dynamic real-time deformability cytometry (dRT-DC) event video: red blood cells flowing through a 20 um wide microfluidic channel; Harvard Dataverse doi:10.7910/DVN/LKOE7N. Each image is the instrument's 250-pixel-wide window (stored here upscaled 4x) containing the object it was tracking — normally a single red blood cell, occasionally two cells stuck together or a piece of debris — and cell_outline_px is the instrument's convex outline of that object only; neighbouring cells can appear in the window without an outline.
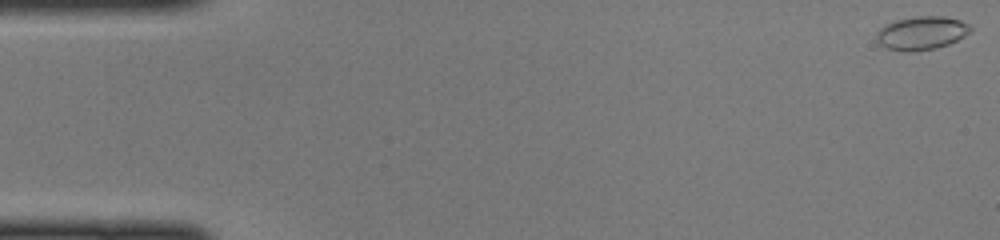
{"species": "common noctule bat (a hibernating species)", "species_latin": "Nyctalus noctula", "temperature_condition": "cold", "stored_images_in_passage": 47, "camera_frame_rate_fps": 3000, "um_per_image_px": 0.085, "animal": {"sex": "female", "body_mass_g": 22.0, "forearm_length_mm": 56.7}, "frame": {"image": 1, "passage_image": 1, "time_ms": 0.0, "image_size_px": [1000, 240], "cell_outline_px": [[972, 28], [964, 36], [948, 44], [936, 48], [912, 52], [904, 52], [884, 48], [876, 40], [876, 32], [880, 28], [896, 20], [916, 16], [944, 16], [960, 20], [968, 24]], "centroid_in_image_um": [78.3, 2.82], "position_along_channel_um": 6.7, "area_um2": 18.32}}
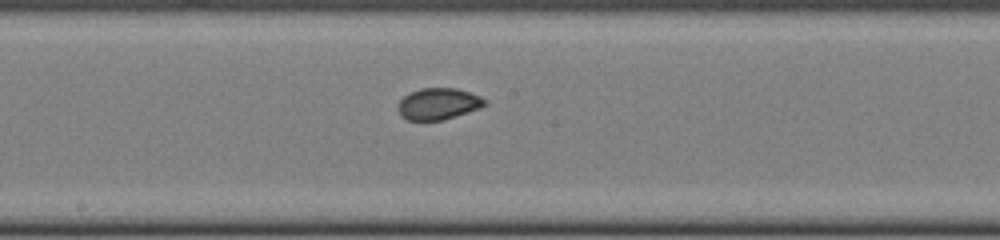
{"frame": {"image": 2, "passage_image": 25, "time_ms": 8.0, "image_size_px": [1000, 240], "cell_outline_px": [[488, 100], [480, 108], [444, 120], [408, 120], [400, 116], [396, 108], [400, 100], [408, 92], [420, 88], [456, 88], [480, 96]], "centroid_in_image_um": [37.22, 8.82], "position_along_channel_um": 211.0, "area_um2": 16.07}}
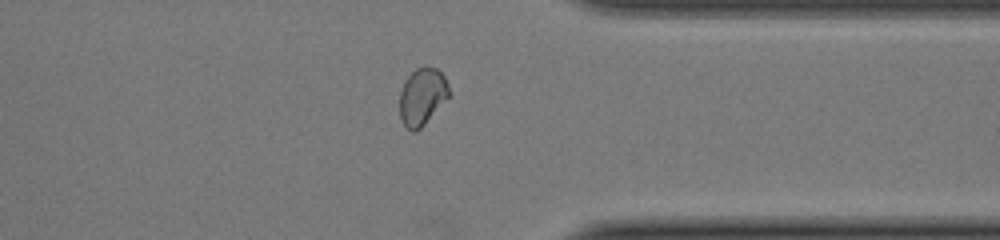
{"frame": {"image": 3, "passage_image": 37, "time_ms": 12.0, "image_size_px": [1000, 240], "cell_outline_px": [[448, 96], [424, 124], [416, 132], [412, 132], [400, 120], [400, 92], [404, 80], [416, 68], [424, 64], [436, 68], [444, 76], [448, 84]], "centroid_in_image_um": [35.85, 8.17], "position_along_channel_um": 375.5, "area_um2": 16.3}}